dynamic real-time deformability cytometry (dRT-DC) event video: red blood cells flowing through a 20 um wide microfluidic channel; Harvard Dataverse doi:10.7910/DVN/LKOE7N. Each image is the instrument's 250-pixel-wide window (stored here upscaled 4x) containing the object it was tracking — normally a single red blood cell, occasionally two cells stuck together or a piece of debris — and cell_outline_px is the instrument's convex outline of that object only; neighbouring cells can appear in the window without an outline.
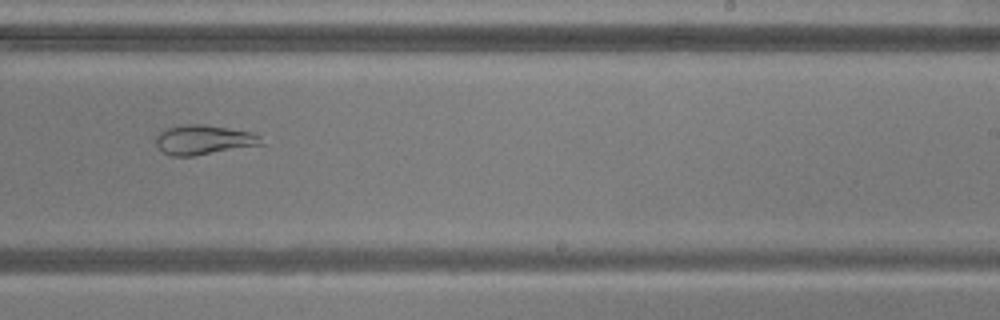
{"species": "common noctule bat (a hibernating species)", "species_latin": "Nyctalus noctula", "temperature_condition": "warm", "stored_images_in_passage": 51, "camera_frame_rate_fps": 3000, "um_per_image_px": 0.085, "animal": {"sex": "male", "body_mass_g": 20.5, "forearm_length_mm": 52.5}, "frame": {"image": 1, "passage_image": 31, "time_ms": 10.0, "image_size_px": [1000, 320], "cell_outline_px": [[264, 144], [192, 156], [172, 156], [164, 152], [156, 144], [156, 136], [160, 132], [168, 128], [188, 124], [200, 124], [228, 128], [252, 132], [260, 136]], "centroid_in_image_um": [17.32, 11.88], "position_along_channel_um": 271.7, "area_um2": 17.86}}
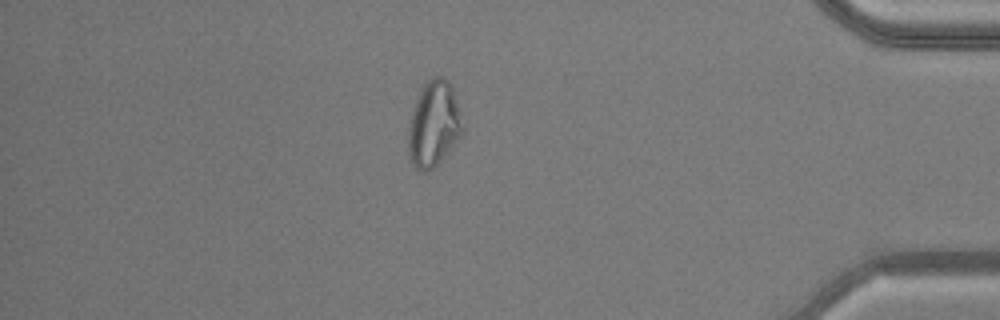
{"frame": {"image": 2, "passage_image": 44, "time_ms": 14.333, "image_size_px": [1000, 320], "cell_outline_px": [[464, 132], [440, 160], [428, 172], [420, 172], [412, 164], [408, 152], [408, 128], [412, 112], [420, 88], [424, 80], [432, 76], [444, 76], [452, 84], [464, 128]], "centroid_in_image_um": [36.86, 10.49], "position_along_channel_um": 398.3, "area_um2": 27.34}}
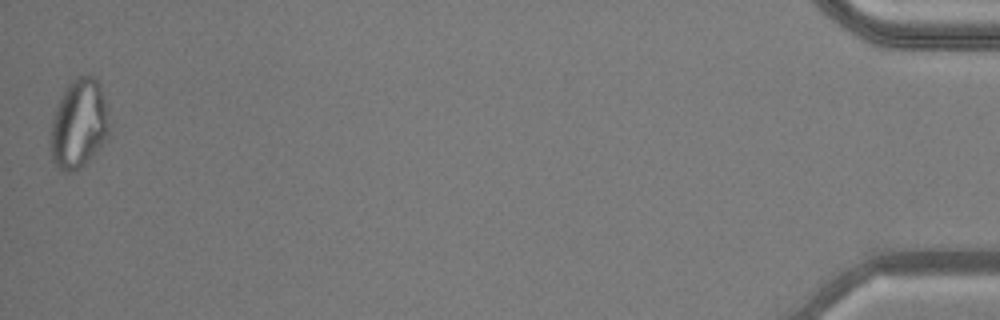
{"frame": {"image": 3, "passage_image": 51, "time_ms": 16.667, "image_size_px": [1000, 320], "cell_outline_px": [[108, 136], [92, 156], [80, 168], [72, 172], [64, 172], [52, 160], [48, 144], [52, 120], [56, 104], [60, 96], [68, 84], [76, 76], [92, 76], [96, 80], [100, 88], [104, 100], [108, 124]], "centroid_in_image_um": [6.63, 10.55], "position_along_channel_um": 428.6, "area_um2": 30.29}, "authors_computed_cell_mechanics": {"area_um2": 25.8944, "velocity_mm_per_s": 3.8688, "shape_relaxation_time_tau1_ms": null, "shape_relaxation_time_tau2_ms": 2.9659, "deformation_change_tau1": null, "deformation_change_tau2": 0.0985}}